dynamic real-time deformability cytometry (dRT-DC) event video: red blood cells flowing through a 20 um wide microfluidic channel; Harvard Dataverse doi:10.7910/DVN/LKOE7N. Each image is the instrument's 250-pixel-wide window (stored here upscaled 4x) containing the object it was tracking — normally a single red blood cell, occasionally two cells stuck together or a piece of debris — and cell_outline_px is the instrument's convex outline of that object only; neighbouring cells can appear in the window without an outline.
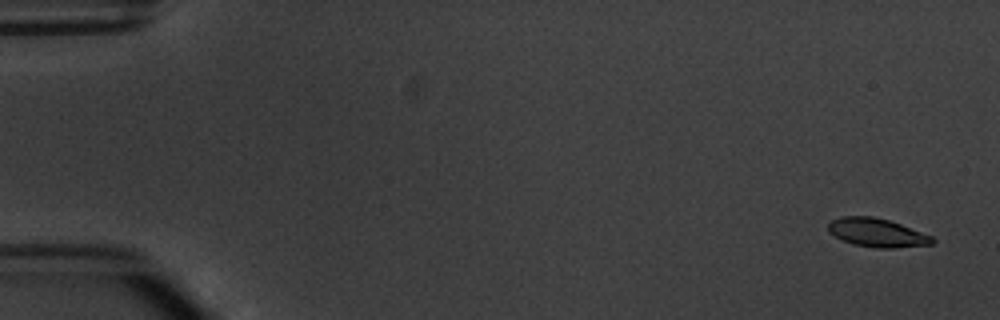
{"species": "common noctule bat (a hibernating species)", "species_latin": "Nyctalus noctula", "temperature_condition": "warm", "stored_images_in_passage": 4, "camera_frame_rate_fps": 3000, "um_per_image_px": 0.085, "animal": {"sex": "male", "body_mass_g": 20.1, "forearm_length_mm": 53.5}, "frame": {"image": 1, "passage_image": 1, "time_ms": 0.0, "image_size_px": [1000, 320], "cell_outline_px": [[936, 240], [932, 244], [892, 248], [876, 248], [852, 244], [828, 232], [828, 224], [832, 220], [840, 216], [872, 216], [888, 220], [900, 224], [932, 236]], "centroid_in_image_um": [74.53, 19.77], "position_along_channel_um": 10.5, "area_um2": 17.22}}
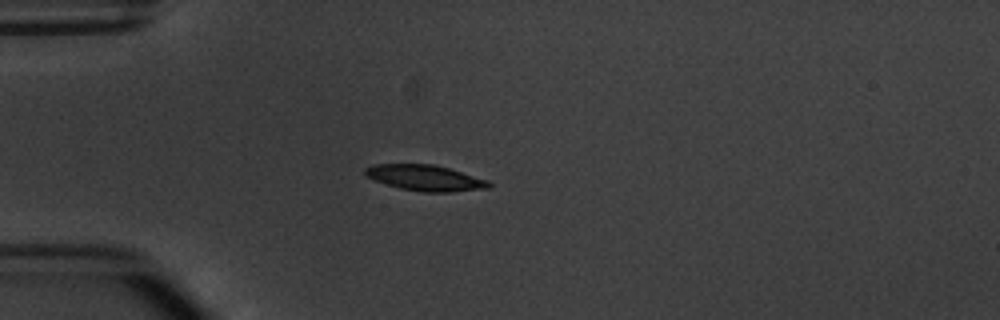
{"frame": {"image": 2, "passage_image": 4, "time_ms": 4.333, "image_size_px": [1000, 320], "cell_outline_px": [[492, 184], [488, 188], [448, 192], [424, 192], [400, 188], [364, 176], [364, 168], [372, 164], [432, 164], [448, 168], [488, 180]], "centroid_in_image_um": [36.11, 15.11], "position_along_channel_um": 48.9, "area_um2": 18.44}}